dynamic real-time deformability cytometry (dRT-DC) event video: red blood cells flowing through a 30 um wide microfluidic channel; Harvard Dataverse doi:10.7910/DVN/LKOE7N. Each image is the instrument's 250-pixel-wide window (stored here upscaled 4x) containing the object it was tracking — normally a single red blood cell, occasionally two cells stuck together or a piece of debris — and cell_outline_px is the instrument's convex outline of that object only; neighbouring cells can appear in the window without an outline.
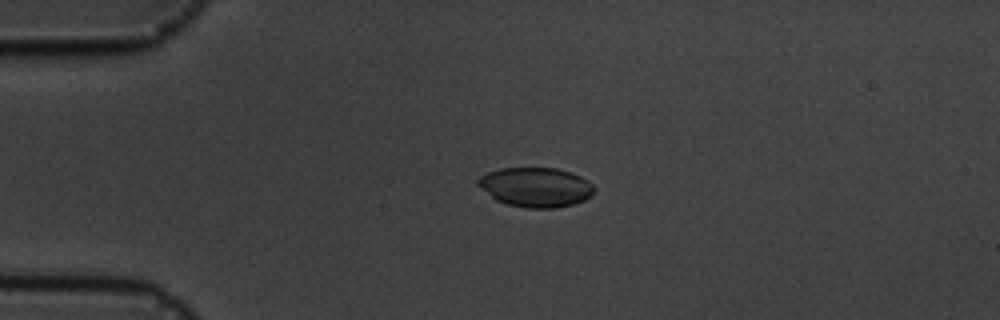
{"species": "common noctule bat (a hibernating species)", "species_latin": "Nyctalus noctula", "temperature_condition": "cold", "stored_images_in_passage": 5, "camera_frame_rate_fps": 3000, "um_per_image_px": 0.085, "animal": {"sex": "male", "body_mass_g": 19.5, "forearm_length_mm": 54.6}, "frame": {"image": 1, "passage_image": 4, "time_ms": 3.667, "image_size_px": [1000, 320], "cell_outline_px": [[592, 196], [584, 200], [572, 204], [556, 208], [528, 208], [508, 204], [496, 200], [480, 188], [476, 184], [476, 180], [480, 176], [488, 172], [500, 168], [556, 168], [580, 176], [588, 180], [592, 184]], "centroid_in_image_um": [45.5, 15.91], "position_along_channel_um": 39.5, "area_um2": 26.65}}